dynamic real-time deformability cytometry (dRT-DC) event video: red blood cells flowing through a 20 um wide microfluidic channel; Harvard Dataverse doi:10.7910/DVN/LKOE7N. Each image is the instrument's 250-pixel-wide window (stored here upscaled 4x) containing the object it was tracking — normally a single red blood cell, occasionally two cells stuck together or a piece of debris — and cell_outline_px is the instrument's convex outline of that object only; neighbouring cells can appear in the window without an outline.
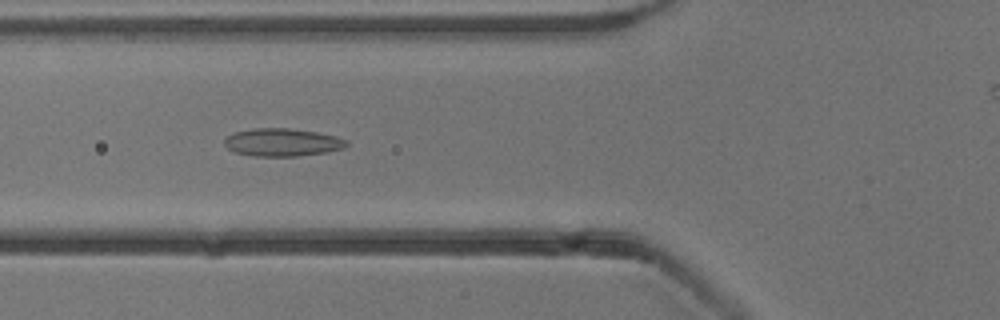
{"species": "common noctule bat (a hibernating species)", "species_latin": "Nyctalus noctula", "temperature_condition": "cold", "stored_images_in_passage": 7, "camera_frame_rate_fps": 3000, "um_per_image_px": 0.085, "animal": {"sex": "male", "body_mass_g": 13.3}, "frame": {"image": 1, "passage_image": 6, "time_ms": 5.667, "image_size_px": [1000, 320], "cell_outline_px": [[348, 144], [344, 148], [328, 152], [296, 156], [252, 156], [236, 152], [228, 148], [224, 144], [224, 140], [232, 132], [252, 128], [288, 128], [316, 132], [336, 136], [348, 140]], "centroid_in_image_um": [24.0, 12.09], "position_along_channel_um": 101.8, "area_um2": 19.88}}
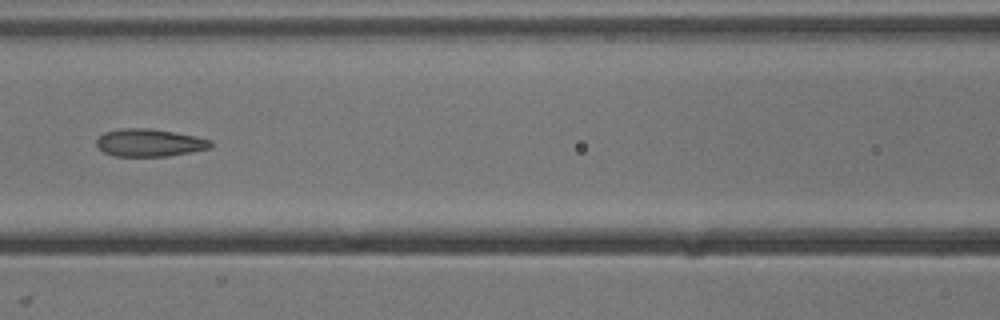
{"frame": {"image": 2, "passage_image": 7, "time_ms": 7.0, "image_size_px": [1000, 320], "cell_outline_px": [[212, 148], [192, 152], [168, 156], [116, 156], [104, 152], [96, 144], [96, 140], [104, 132], [120, 128], [152, 128], [212, 140]], "centroid_in_image_um": [12.71, 12.13], "position_along_channel_um": 153.9, "area_um2": 18.32}}